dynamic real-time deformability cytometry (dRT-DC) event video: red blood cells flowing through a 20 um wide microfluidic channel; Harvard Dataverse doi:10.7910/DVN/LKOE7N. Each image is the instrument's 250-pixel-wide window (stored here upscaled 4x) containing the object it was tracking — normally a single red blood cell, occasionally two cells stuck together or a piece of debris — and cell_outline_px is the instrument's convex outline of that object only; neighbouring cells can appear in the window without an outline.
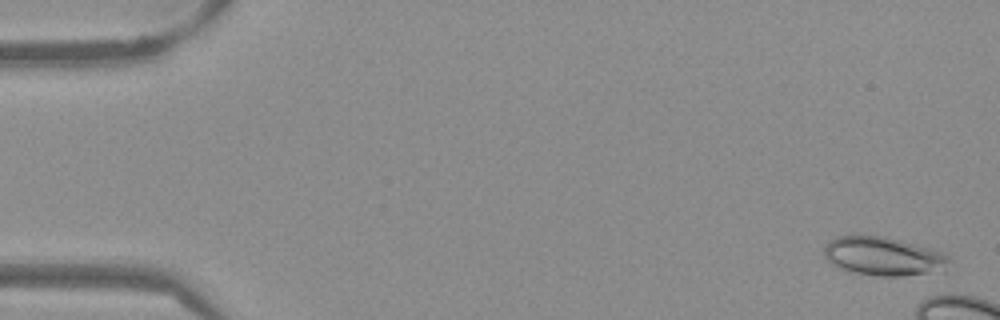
{"species": "Egyptian fruit bat (a non-hibernating species)", "species_latin": "Rousettus aegyptiacus", "temperature_condition": "warm", "stored_images_in_passage": 11, "camera_frame_rate_fps": 3000, "um_per_image_px": 0.085, "frame": {"image": 1, "passage_image": 2, "time_ms": 0.333, "image_size_px": [1000, 320], "cell_outline_px": [[952, 260], [924, 272], [900, 276], [880, 276], [852, 272], [840, 268], [828, 260], [824, 256], [824, 248], [828, 240], [836, 236], [884, 236], [932, 248], [944, 252]], "centroid_in_image_um": [74.98, 21.74], "position_along_channel_um": 10.0, "area_um2": 27.34}}